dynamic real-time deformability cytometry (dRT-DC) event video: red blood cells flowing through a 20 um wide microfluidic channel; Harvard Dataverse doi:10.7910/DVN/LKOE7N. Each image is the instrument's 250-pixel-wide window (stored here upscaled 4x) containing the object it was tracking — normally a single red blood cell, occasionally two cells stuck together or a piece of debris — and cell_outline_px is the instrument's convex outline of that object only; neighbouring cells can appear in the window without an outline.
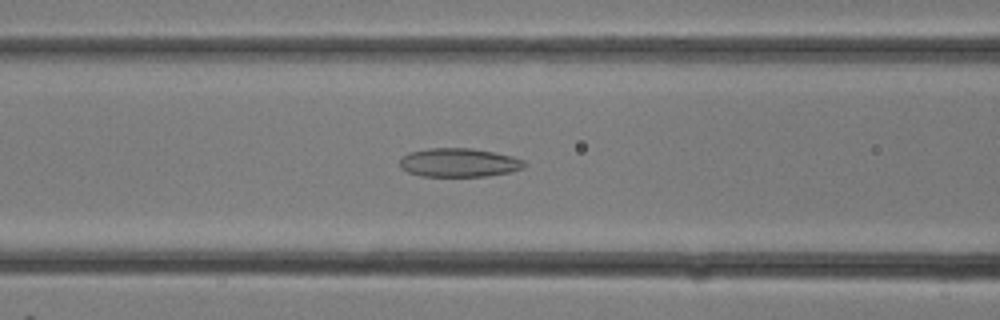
{"species": "common noctule bat (a hibernating species)", "species_latin": "Nyctalus noctula", "temperature_condition": "room temperature", "stored_images_in_passage": 13, "camera_frame_rate_fps": 3000, "um_per_image_px": 0.085, "animal": {"sex": "female"}, "frame": {"image": 1, "passage_image": 11, "time_ms": 3.333, "image_size_px": [1000, 320], "cell_outline_px": [[528, 164], [524, 168], [508, 172], [488, 176], [420, 176], [408, 172], [400, 168], [400, 160], [408, 152], [428, 148], [472, 148], [512, 156], [524, 160]], "centroid_in_image_um": [39.01, 13.82], "position_along_channel_um": 127.6, "area_um2": 20.92}}
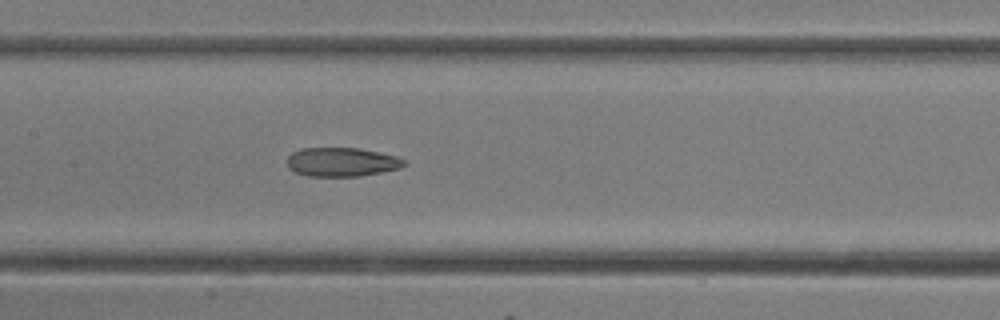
{"frame": {"image": 2, "passage_image": 13, "time_ms": 4.0, "image_size_px": [1000, 320], "cell_outline_px": [[408, 164], [400, 168], [360, 176], [308, 176], [296, 172], [288, 168], [288, 156], [292, 152], [300, 148], [360, 148], [396, 156], [404, 160]], "centroid_in_image_um": [29.04, 13.77], "position_along_channel_um": 178.4, "area_um2": 19.71}}